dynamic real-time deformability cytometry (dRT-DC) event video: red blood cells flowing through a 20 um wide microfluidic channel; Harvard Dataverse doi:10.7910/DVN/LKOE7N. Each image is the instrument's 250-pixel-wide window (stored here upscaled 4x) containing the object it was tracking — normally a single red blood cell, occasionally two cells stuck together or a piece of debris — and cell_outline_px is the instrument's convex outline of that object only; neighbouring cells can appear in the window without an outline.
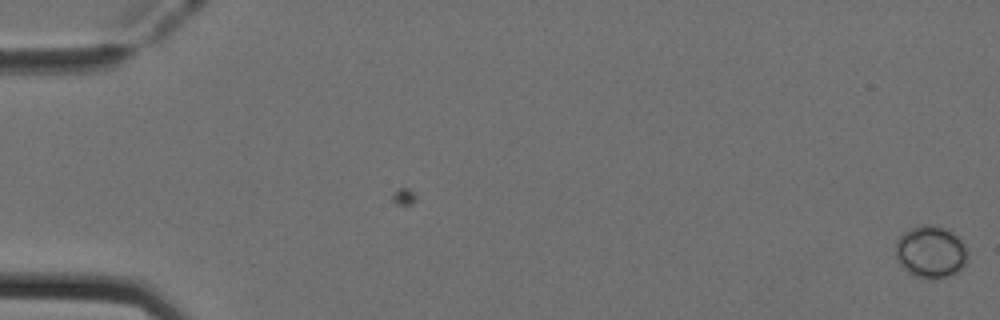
{"species": "Egyptian fruit bat (a non-hibernating species)", "species_latin": "Rousettus aegyptiacus", "temperature_condition": "cold", "stored_images_in_passage": 5, "camera_frame_rate_fps": 3000, "um_per_image_px": 0.085, "animal": {"sex": "female"}, "frame": {"image": 1, "passage_image": 5, "time_ms": 1.333, "image_size_px": [1000, 320], "cell_outline_px": [[968, 260], [956, 272], [948, 276], [928, 280], [912, 276], [896, 260], [896, 240], [904, 232], [912, 228], [924, 224], [928, 224], [944, 228], [952, 232], [968, 248]], "centroid_in_image_um": [79.1, 21.43], "position_along_channel_um": 5.9, "area_um2": 22.02}}